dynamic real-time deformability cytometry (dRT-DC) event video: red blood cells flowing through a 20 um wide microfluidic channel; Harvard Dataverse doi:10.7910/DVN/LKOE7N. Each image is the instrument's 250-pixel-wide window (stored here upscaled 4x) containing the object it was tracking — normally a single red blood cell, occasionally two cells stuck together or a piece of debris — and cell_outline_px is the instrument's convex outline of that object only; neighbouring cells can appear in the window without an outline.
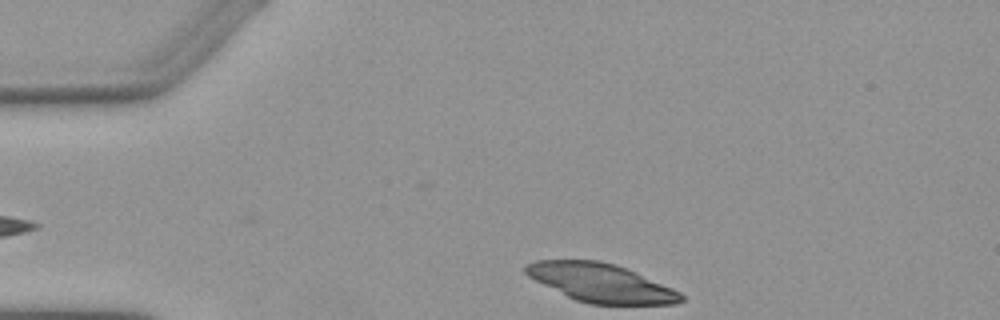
{"species": "Egyptian fruit bat (a non-hibernating species)", "species_latin": "Rousettus aegyptiacus", "temperature_condition": "warm", "stored_images_in_passage": 3, "camera_frame_rate_fps": 3000, "um_per_image_px": 0.085, "animal": {"sex": "female"}, "frame": {"image": 1, "passage_image": 3, "time_ms": 2.333, "image_size_px": [1000, 320], "cell_outline_px": [[684, 300], [672, 304], [588, 304], [576, 300], [528, 276], [524, 272], [524, 264], [536, 260], [600, 260], [616, 264], [672, 288], [680, 292], [684, 296]], "centroid_in_image_um": [51.06, 24.03], "position_along_channel_um": 33.9, "area_um2": 34.51}}